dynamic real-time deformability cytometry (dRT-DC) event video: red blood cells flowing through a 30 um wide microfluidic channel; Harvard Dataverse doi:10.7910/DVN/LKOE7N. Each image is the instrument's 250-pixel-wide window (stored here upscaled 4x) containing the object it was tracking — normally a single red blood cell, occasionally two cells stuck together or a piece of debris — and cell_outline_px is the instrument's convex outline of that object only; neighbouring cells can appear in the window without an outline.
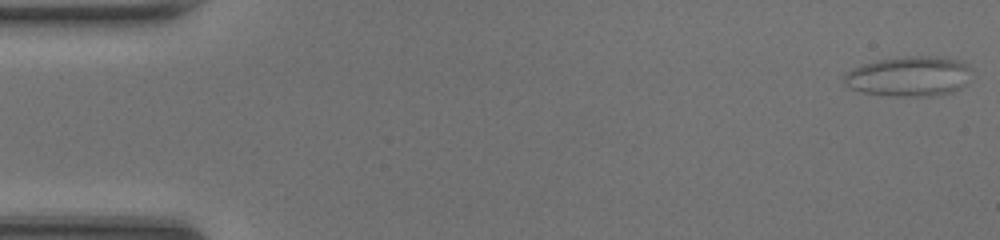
{"species": "common noctule bat (a hibernating species)", "species_latin": "Nyctalus noctula", "temperature_condition": "room temperature", "stored_images_in_passage": 48, "camera_frame_rate_fps": 3000, "um_per_image_px": 0.085, "animal": {"sex": "female", "body_mass_g": 20.0, "forearm_length_mm": 54.0}, "frame": {"image": 1, "passage_image": 1, "time_ms": 0.0, "image_size_px": [1000, 240], "cell_outline_px": [[972, 68], [964, 84], [960, 88], [952, 92], [928, 96], [892, 96], [860, 92], [844, 84], [844, 76], [852, 68], [860, 64], [876, 60], [908, 56], [936, 56], [964, 60]], "centroid_in_image_um": [77.27, 6.47], "position_along_channel_um": 7.7, "area_um2": 29.94}}
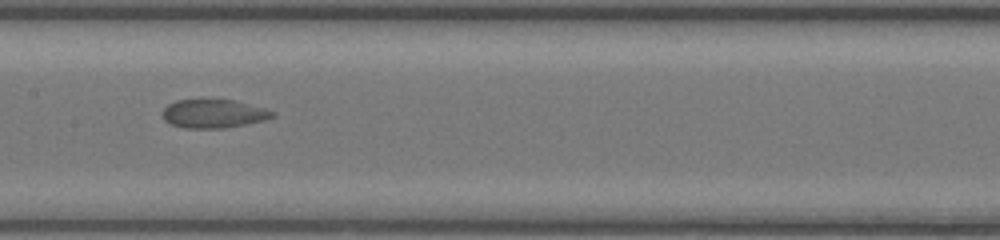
{"frame": {"image": 2, "passage_image": 24, "time_ms": 7.667, "image_size_px": [1000, 240], "cell_outline_px": [[276, 116], [264, 120], [224, 128], [184, 128], [168, 124], [164, 120], [160, 112], [168, 104], [176, 100], [236, 100], [264, 108], [276, 112]], "centroid_in_image_um": [18.12, 9.66], "position_along_channel_um": 189.3, "area_um2": 18.44}}
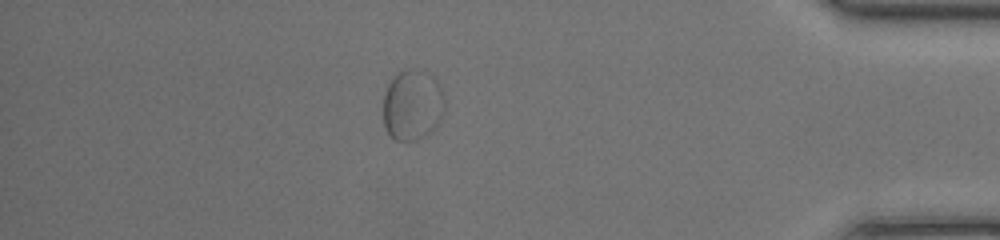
{"frame": {"image": 3, "passage_image": 42, "time_ms": 13.667, "image_size_px": [1000, 240], "cell_outline_px": [[444, 112], [436, 128], [432, 132], [416, 140], [396, 140], [388, 136], [384, 128], [384, 92], [388, 84], [400, 72], [408, 68], [432, 76], [436, 80], [444, 92]], "centroid_in_image_um": [35.06, 8.97], "position_along_channel_um": 400.1, "area_um2": 25.37}}